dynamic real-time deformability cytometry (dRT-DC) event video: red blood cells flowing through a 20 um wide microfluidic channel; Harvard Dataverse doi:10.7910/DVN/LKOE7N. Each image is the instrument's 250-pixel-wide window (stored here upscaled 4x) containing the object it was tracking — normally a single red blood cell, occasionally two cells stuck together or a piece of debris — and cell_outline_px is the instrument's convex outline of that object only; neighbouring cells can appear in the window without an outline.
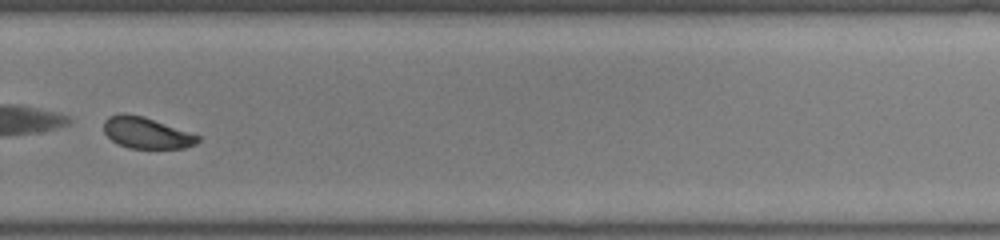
{"species": "common noctule bat (a hibernating species)", "species_latin": "Nyctalus noctula", "temperature_condition": "room temperature", "stored_images_in_passage": 36, "camera_frame_rate_fps": 3000, "um_per_image_px": 0.085, "animal": {"sex": "female", "body_mass_g": 22.0, "forearm_length_mm": 56.7}, "frame": {"image": 1, "passage_image": 26, "time_ms": 8.333, "image_size_px": [1000, 240], "cell_outline_px": [[200, 140], [196, 144], [184, 148], [128, 148], [116, 144], [104, 132], [104, 120], [108, 116], [124, 112], [144, 116], [200, 136]], "centroid_in_image_um": [12.42, 11.29], "position_along_channel_um": 317.4, "area_um2": 17.22}}